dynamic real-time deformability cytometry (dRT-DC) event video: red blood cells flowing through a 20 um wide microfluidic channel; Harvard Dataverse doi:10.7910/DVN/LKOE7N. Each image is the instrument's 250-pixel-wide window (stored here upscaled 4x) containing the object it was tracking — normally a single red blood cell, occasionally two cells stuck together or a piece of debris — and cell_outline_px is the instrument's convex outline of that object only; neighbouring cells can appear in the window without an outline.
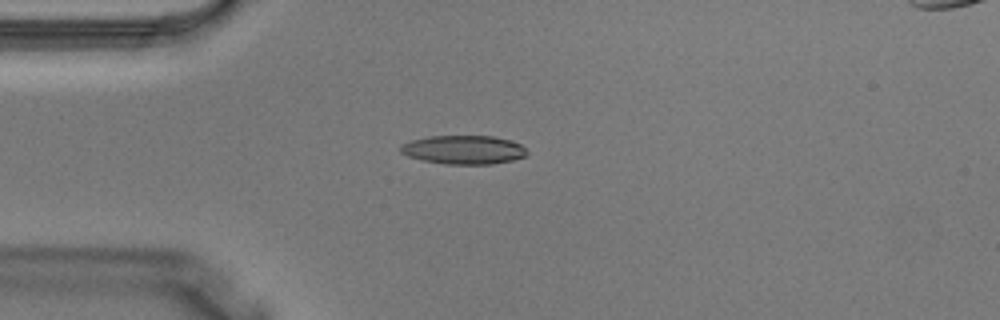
{"species": "Egyptian fruit bat (a non-hibernating species)", "species_latin": "Rousettus aegyptiacus", "temperature_condition": "warm", "stored_images_in_passage": 4, "camera_frame_rate_fps": 3000, "um_per_image_px": 0.085, "animal": {"sex": "male"}, "frame": {"image": 1, "passage_image": 4, "time_ms": 1.0, "image_size_px": [1000, 320], "cell_outline_px": [[528, 152], [524, 156], [512, 160], [492, 164], [444, 164], [424, 160], [408, 156], [400, 152], [400, 144], [412, 140], [428, 136], [492, 136], [512, 140], [520, 144]], "centroid_in_image_um": [39.4, 12.72], "position_along_channel_um": 45.6, "area_um2": 21.15}}